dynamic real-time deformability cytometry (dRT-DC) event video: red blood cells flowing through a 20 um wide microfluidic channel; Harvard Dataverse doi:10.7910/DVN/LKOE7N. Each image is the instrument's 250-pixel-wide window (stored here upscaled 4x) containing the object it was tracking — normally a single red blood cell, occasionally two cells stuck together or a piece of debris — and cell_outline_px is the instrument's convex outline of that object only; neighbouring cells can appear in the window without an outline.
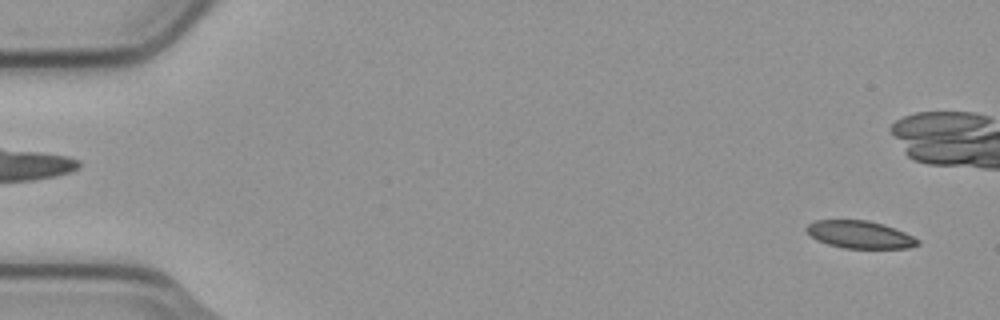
{"species": "common noctule bat (a hibernating species)", "species_latin": "Nyctalus noctula", "temperature_condition": "cold", "stored_images_in_passage": 55, "camera_frame_rate_fps": 3000, "um_per_image_px": 0.085, "animal": {"sex": "male", "body_mass_g": 23.1, "forearm_length_mm": 52.7}, "frame": {"image": 1, "passage_image": 2, "time_ms": 0.333, "image_size_px": [1000, 320], "cell_outline_px": [[920, 244], [908, 248], [844, 248], [828, 244], [816, 240], [804, 228], [808, 224], [816, 220], [868, 220], [884, 224], [904, 232], [920, 240]], "centroid_in_image_um": [73.09, 19.94], "position_along_channel_um": 11.9, "area_um2": 17.8}}
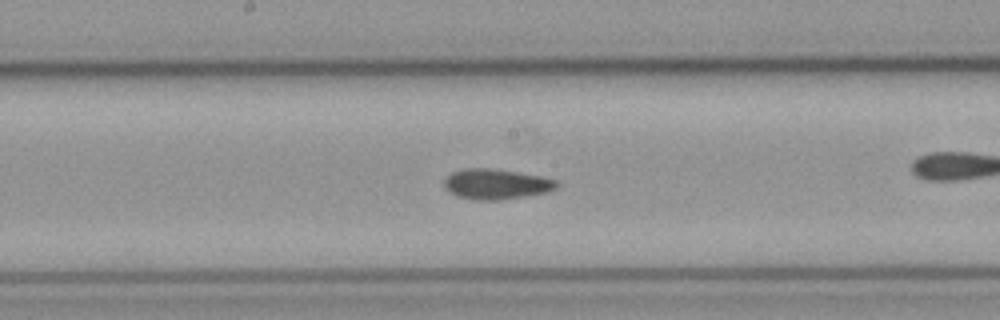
{"frame": {"image": 2, "passage_image": 28, "time_ms": 9.0, "image_size_px": [1000, 320], "cell_outline_px": [[560, 184], [556, 188], [548, 192], [500, 200], [472, 200], [456, 196], [448, 192], [444, 188], [444, 180], [452, 172], [464, 168], [492, 168], [540, 176], [556, 180]], "centroid_in_image_um": [42.14, 15.65], "position_along_channel_um": 206.1, "area_um2": 20.0}}
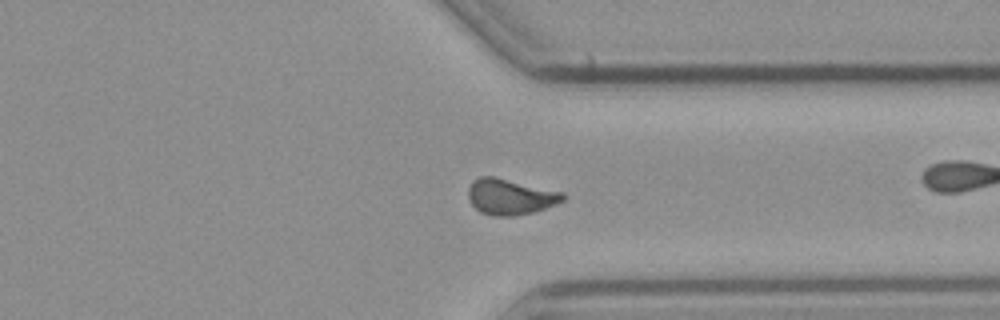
{"frame": {"image": 3, "passage_image": 41, "time_ms": 13.333, "image_size_px": [1000, 320], "cell_outline_px": [[564, 200], [556, 204], [532, 212], [512, 216], [492, 216], [480, 212], [468, 200], [468, 188], [472, 180], [480, 176], [496, 176], [564, 192]], "centroid_in_image_um": [43.34, 16.7], "position_along_channel_um": 368.1, "area_um2": 19.94}, "authors_computed_cell_mechanics": {"area_um2": 19.074, "velocity_mm_per_s": 3.7553, "shape_relaxation_time_tau1_ms": null, "shape_relaxation_time_tau2_ms": 2.4974, "deformation_change_tau1": null, "deformation_change_tau2": 0.076}}